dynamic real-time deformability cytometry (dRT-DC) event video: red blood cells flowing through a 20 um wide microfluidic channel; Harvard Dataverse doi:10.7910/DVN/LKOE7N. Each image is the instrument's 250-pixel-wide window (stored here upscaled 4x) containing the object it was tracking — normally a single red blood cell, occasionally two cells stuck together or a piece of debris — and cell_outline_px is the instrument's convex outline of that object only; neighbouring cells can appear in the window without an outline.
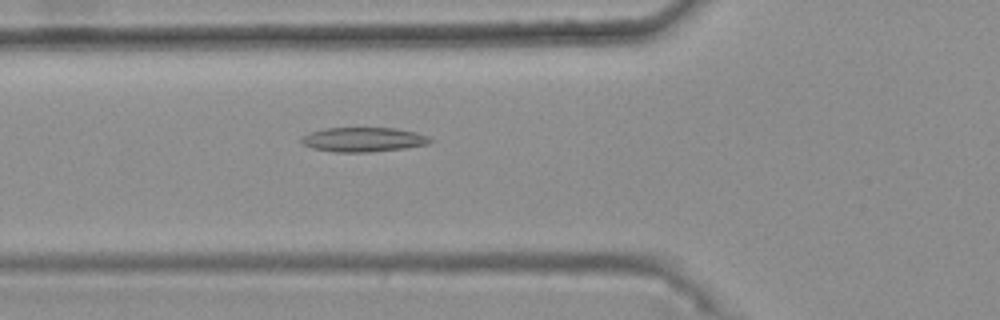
{"species": "common noctule bat (a hibernating species)", "species_latin": "Nyctalus noctula", "temperature_condition": "warm", "stored_images_in_passage": 34, "camera_frame_rate_fps": 3000, "um_per_image_px": 0.085, "animal": {"sex": "female", "body_mass_g": 25.1}, "frame": {"image": 1, "passage_image": 5, "time_ms": 1.333, "image_size_px": [1000, 320], "cell_outline_px": [[432, 140], [428, 144], [404, 148], [368, 152], [332, 152], [312, 148], [304, 144], [300, 140], [300, 136], [308, 132], [324, 128], [396, 128], [416, 132], [428, 136]], "centroid_in_image_um": [30.83, 11.86], "position_along_channel_um": 95.0, "area_um2": 18.44}}
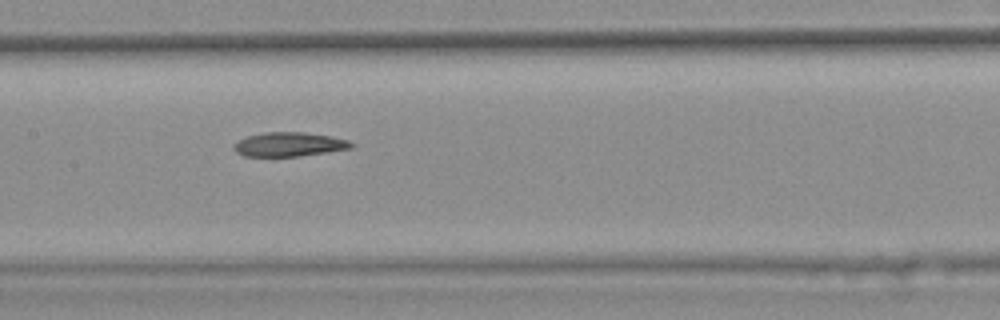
{"frame": {"image": 2, "passage_image": 12, "time_ms": 3.667, "image_size_px": [1000, 320], "cell_outline_px": [[356, 144], [352, 148], [328, 152], [296, 156], [244, 156], [236, 152], [232, 148], [232, 144], [236, 140], [248, 136], [264, 132], [304, 132], [332, 136], [348, 140]], "centroid_in_image_um": [24.56, 12.26], "position_along_channel_um": 182.8, "area_um2": 16.7}}
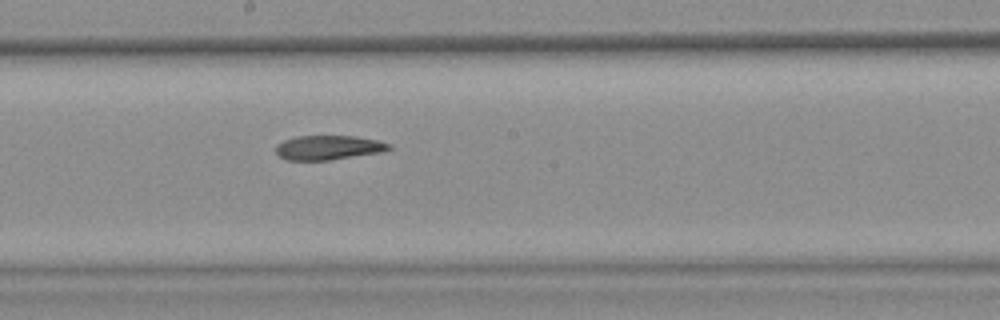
{"frame": {"image": 3, "passage_image": 15, "time_ms": 4.667, "image_size_px": [1000, 320], "cell_outline_px": [[392, 148], [384, 152], [328, 160], [288, 160], [280, 156], [276, 152], [276, 144], [284, 140], [296, 136], [356, 136], [380, 140], [392, 144]], "centroid_in_image_um": [27.97, 12.53], "position_along_channel_um": 220.2, "area_um2": 16.24}}